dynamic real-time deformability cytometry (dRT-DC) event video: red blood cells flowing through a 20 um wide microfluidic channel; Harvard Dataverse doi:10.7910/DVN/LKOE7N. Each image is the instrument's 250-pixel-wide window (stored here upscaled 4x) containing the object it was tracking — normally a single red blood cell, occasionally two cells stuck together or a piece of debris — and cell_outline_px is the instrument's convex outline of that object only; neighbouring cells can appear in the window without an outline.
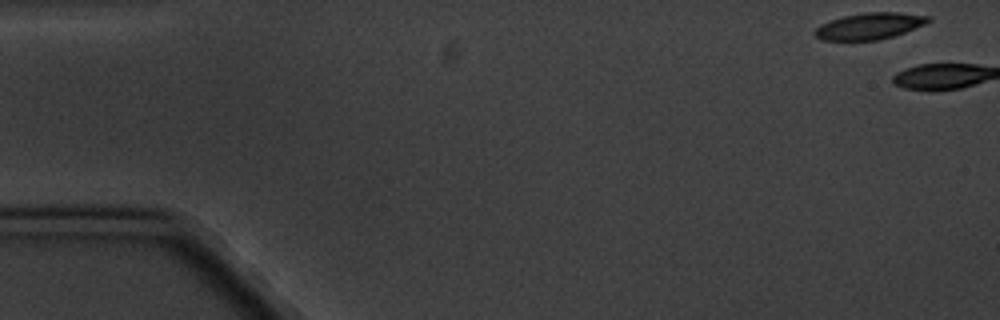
{"species": "common noctule bat (a hibernating species)", "species_latin": "Nyctalus noctula", "temperature_condition": "cold", "stored_images_in_passage": 3, "camera_frame_rate_fps": 3000, "um_per_image_px": 0.085, "animal": {"sex": "male", "body_mass_g": 20.1, "forearm_length_mm": 53.5}, "frame": {"image": 1, "passage_image": 1, "time_ms": 0.0, "image_size_px": [1000, 320], "cell_outline_px": [[932, 20], [924, 24], [904, 32], [880, 40], [820, 40], [812, 32], [820, 24], [844, 16], [864, 12], [900, 12], [932, 16]], "centroid_in_image_um": [73.91, 2.21], "position_along_channel_um": 11.1, "area_um2": 17.51}}